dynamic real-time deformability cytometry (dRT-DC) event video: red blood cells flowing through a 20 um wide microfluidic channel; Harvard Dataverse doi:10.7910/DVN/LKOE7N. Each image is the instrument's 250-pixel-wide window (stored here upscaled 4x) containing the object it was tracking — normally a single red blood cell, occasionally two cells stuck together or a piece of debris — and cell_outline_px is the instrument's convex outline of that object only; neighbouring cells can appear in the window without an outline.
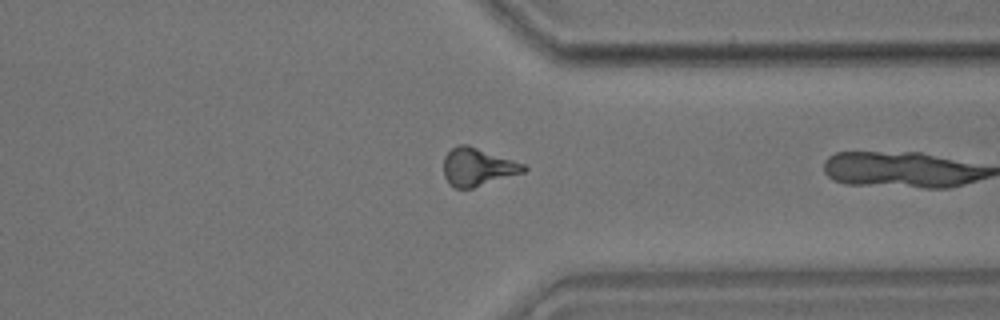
{"species": "common noctule bat (a hibernating species)", "species_latin": "Nyctalus noctula", "temperature_condition": "room temperature", "stored_images_in_passage": 30, "camera_frame_rate_fps": 3000, "um_per_image_px": 0.085, "animal": {"sex": "male", "body_mass_g": 17.9}, "frame": {"image": 1, "passage_image": 29, "time_ms": 9.333, "image_size_px": [1000, 320], "cell_outline_px": [[528, 168], [524, 172], [472, 188], [456, 188], [448, 184], [444, 176], [444, 156], [456, 144], [468, 144], [524, 164]], "centroid_in_image_um": [40.57, 14.18], "position_along_channel_um": 370.8, "area_um2": 17.63}}